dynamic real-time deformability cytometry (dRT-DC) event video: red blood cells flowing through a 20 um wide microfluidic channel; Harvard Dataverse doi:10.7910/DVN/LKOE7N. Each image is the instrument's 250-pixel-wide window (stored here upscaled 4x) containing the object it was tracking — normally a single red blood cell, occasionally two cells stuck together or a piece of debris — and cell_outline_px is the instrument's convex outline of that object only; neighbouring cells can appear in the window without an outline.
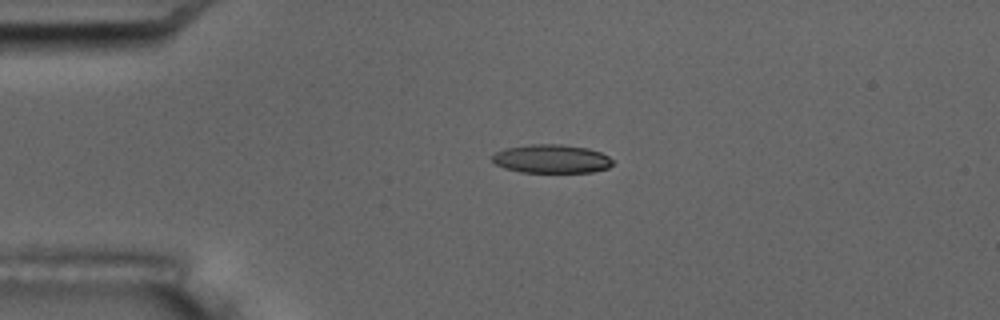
{"species": "common noctule bat (a hibernating species)", "species_latin": "Nyctalus noctula", "temperature_condition": "room temperature", "stored_images_in_passage": 6, "camera_frame_rate_fps": 3000, "um_per_image_px": 0.085, "animal": {"sex": "male", "body_mass_g": 17.5, "forearm_length_mm": 52.3}, "frame": {"image": 1, "passage_image": 4, "time_ms": 3.333, "image_size_px": [1000, 320], "cell_outline_px": [[612, 164], [608, 168], [592, 172], [520, 172], [504, 168], [496, 164], [492, 160], [492, 156], [496, 152], [504, 148], [532, 144], [560, 144], [588, 148], [600, 152], [608, 156], [612, 160]], "centroid_in_image_um": [46.86, 13.5], "position_along_channel_um": 38.1, "area_um2": 20.06}}